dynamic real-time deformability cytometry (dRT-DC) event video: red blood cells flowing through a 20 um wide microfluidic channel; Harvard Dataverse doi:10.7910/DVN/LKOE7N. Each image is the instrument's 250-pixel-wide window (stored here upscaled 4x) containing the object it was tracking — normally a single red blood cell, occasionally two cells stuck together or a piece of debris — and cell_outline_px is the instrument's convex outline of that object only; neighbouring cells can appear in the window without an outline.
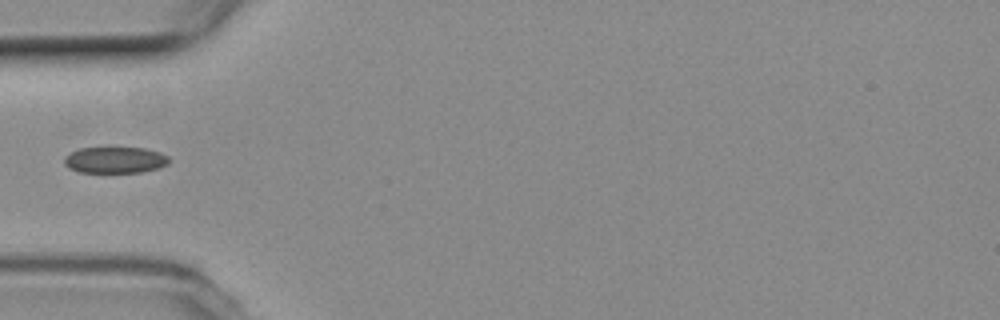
{"species": "common noctule bat (a hibernating species)", "species_latin": "Nyctalus noctula", "temperature_condition": "room temperature", "stored_images_in_passage": 38, "camera_frame_rate_fps": 3000, "um_per_image_px": 0.085, "animal": {"sex": "female", "body_mass_g": 19.3, "forearm_length_mm": 54.1}, "frame": {"image": 1, "passage_image": 1, "time_ms": 0.0, "image_size_px": [1000, 320], "cell_outline_px": [[172, 160], [168, 164], [156, 168], [140, 172], [80, 172], [68, 168], [64, 164], [64, 156], [80, 148], [144, 148], [160, 152], [168, 156]], "centroid_in_image_um": [9.79, 13.6], "position_along_channel_um": 75.2, "area_um2": 16.01}}
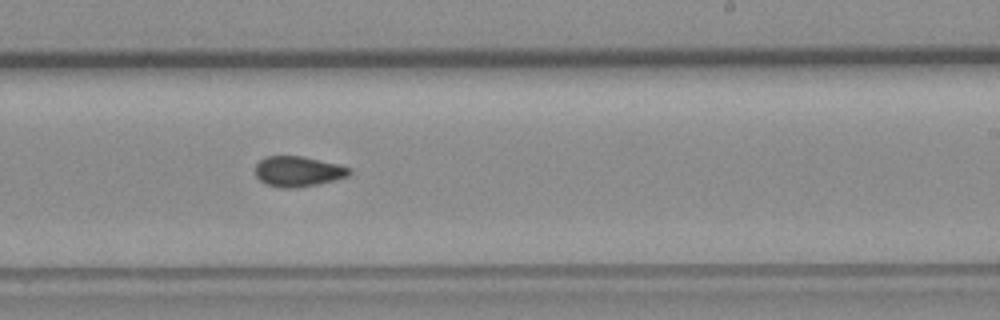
{"frame": {"image": 2, "passage_image": 16, "time_ms": 5.0, "image_size_px": [1000, 320], "cell_outline_px": [[352, 172], [348, 176], [336, 180], [320, 184], [296, 188], [280, 188], [268, 184], [260, 180], [256, 176], [256, 164], [260, 160], [268, 156], [300, 156], [336, 164], [352, 168]], "centroid_in_image_um": [25.36, 14.58], "position_along_channel_um": 263.6, "area_um2": 16.59}}
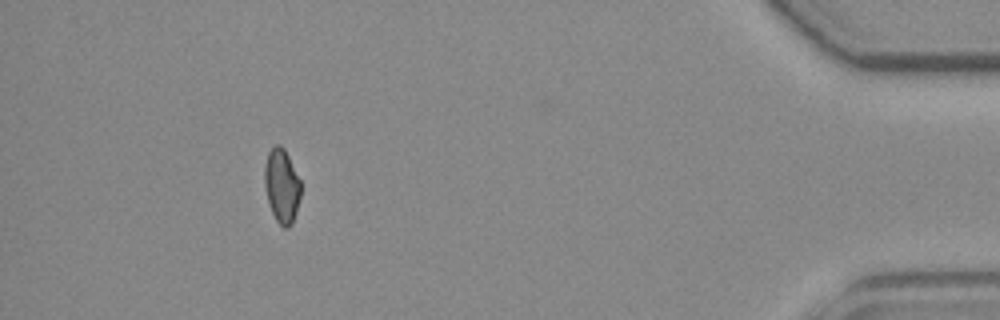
{"frame": {"image": 3, "passage_image": 33, "time_ms": 10.667, "image_size_px": [1000, 320], "cell_outline_px": [[300, 196], [296, 212], [292, 224], [288, 228], [284, 228], [276, 220], [272, 212], [268, 200], [264, 184], [264, 168], [268, 152], [276, 144], [280, 144], [284, 148], [300, 180]], "centroid_in_image_um": [23.94, 15.79], "position_along_channel_um": 411.3, "area_um2": 15.49}}